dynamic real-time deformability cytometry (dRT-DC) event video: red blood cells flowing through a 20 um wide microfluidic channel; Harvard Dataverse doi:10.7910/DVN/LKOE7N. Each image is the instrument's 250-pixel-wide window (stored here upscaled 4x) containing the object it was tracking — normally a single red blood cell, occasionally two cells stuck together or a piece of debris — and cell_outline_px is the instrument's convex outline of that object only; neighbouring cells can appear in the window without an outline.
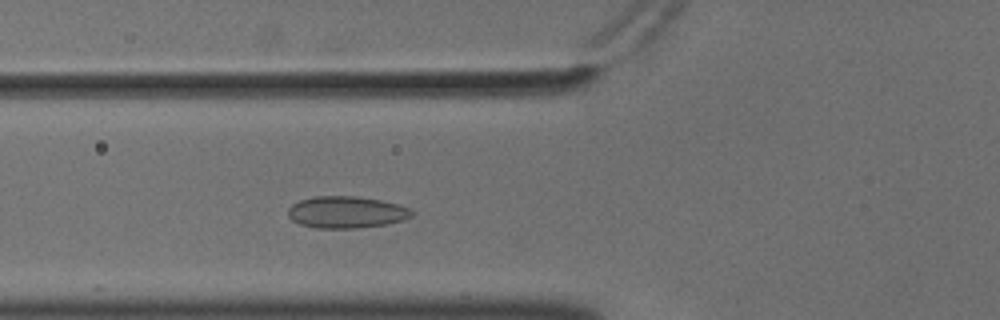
{"species": "common noctule bat (a hibernating species)", "species_latin": "Nyctalus noctula", "temperature_condition": "cold", "stored_images_in_passage": 52, "camera_frame_rate_fps": 3000, "um_per_image_px": 0.085, "animal": {"sex": "male", "body_mass_g": 18.8}, "frame": {"image": 1, "passage_image": 17, "time_ms": 5.333, "image_size_px": [1000, 320], "cell_outline_px": [[412, 216], [404, 220], [384, 224], [356, 228], [316, 228], [300, 224], [292, 220], [288, 216], [288, 208], [292, 204], [300, 200], [312, 196], [356, 196], [380, 200], [400, 204], [408, 208], [412, 212]], "centroid_in_image_um": [29.41, 18.03], "position_along_channel_um": 96.4, "area_um2": 22.95}}
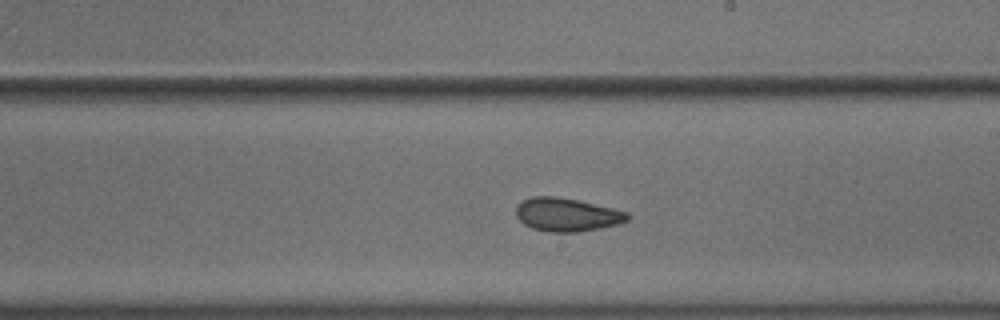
{"frame": {"image": 2, "passage_image": 29, "time_ms": 9.333, "image_size_px": [1000, 320], "cell_outline_px": [[632, 216], [628, 220], [620, 224], [580, 232], [548, 232], [532, 228], [524, 224], [516, 216], [516, 204], [520, 200], [532, 196], [556, 196], [576, 200], [612, 208], [628, 212]], "centroid_in_image_um": [48.17, 18.25], "position_along_channel_um": 240.8, "area_um2": 21.91}}
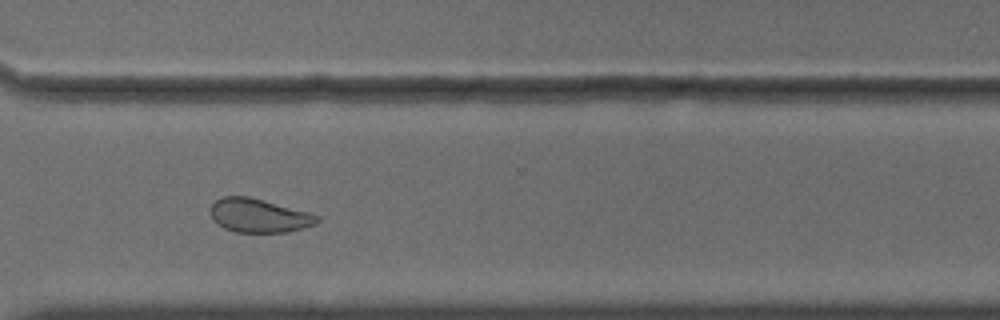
{"frame": {"image": 3, "passage_image": 38, "time_ms": 12.333, "image_size_px": [1000, 320], "cell_outline_px": [[320, 220], [316, 224], [288, 232], [236, 232], [224, 228], [212, 216], [212, 204], [220, 196], [248, 196], [308, 212], [320, 216]], "centroid_in_image_um": [22.04, 18.32], "position_along_channel_um": 348.6, "area_um2": 20.69}, "authors_computed_cell_mechanics": {"area_um2": 22.5998, "velocity_mm_per_s": 3.5926, "shape_relaxation_time_tau1_ms": null, "shape_relaxation_time_tau2_ms": 1.3621, "deformation_change_tau1": null, "deformation_change_tau2": 0.0597}}